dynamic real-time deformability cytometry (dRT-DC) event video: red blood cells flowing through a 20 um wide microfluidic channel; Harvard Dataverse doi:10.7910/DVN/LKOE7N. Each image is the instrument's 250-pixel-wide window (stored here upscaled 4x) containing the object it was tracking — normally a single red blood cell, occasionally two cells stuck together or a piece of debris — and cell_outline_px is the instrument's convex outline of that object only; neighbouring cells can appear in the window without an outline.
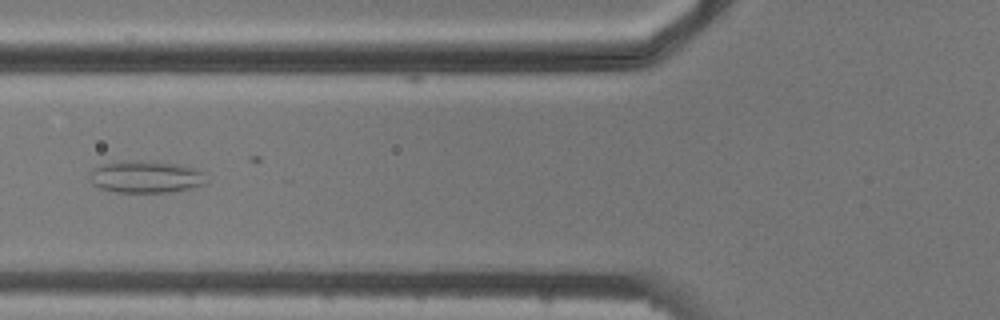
{"species": "common noctule bat (a hibernating species)", "species_latin": "Nyctalus noctula", "temperature_condition": "cold", "stored_images_in_passage": 7, "camera_frame_rate_fps": 3000, "um_per_image_px": 0.085, "animal": {"sex": "male", "body_mass_g": 20.5, "forearm_length_mm": 52.5}, "frame": {"image": 1, "passage_image": 5, "time_ms": 5.667, "image_size_px": [1000, 320], "cell_outline_px": [[208, 184], [192, 188], [168, 192], [116, 192], [100, 188], [92, 184], [92, 172], [100, 164], [124, 160], [156, 160], [180, 164], [196, 168], [200, 172]], "centroid_in_image_um": [12.43, 15.01], "position_along_channel_um": 113.4, "area_um2": 22.02}}